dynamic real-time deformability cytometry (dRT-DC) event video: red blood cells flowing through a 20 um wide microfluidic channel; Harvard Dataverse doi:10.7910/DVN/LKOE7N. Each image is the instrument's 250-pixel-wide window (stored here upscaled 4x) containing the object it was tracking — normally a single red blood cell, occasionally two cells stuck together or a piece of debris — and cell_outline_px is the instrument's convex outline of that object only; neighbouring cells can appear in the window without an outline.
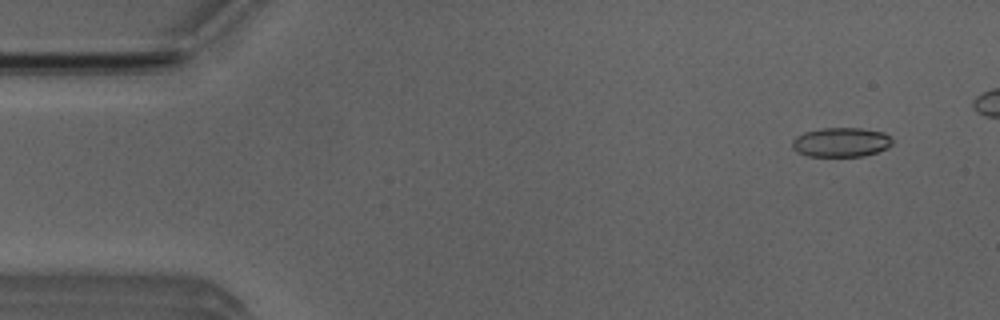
{"species": "Egyptian fruit bat (a non-hibernating species)", "species_latin": "Rousettus aegyptiacus", "temperature_condition": "room temperature", "stored_images_in_passage": 45, "camera_frame_rate_fps": 3000, "um_per_image_px": 0.085, "animal": {"sex": "male"}, "frame": {"image": 1, "passage_image": 2, "time_ms": 0.333, "image_size_px": [1000, 320], "cell_outline_px": [[892, 144], [888, 148], [864, 156], [808, 156], [792, 148], [792, 140], [796, 136], [804, 132], [820, 128], [860, 128], [884, 132], [892, 140]], "centroid_in_image_um": [71.49, 12.08], "position_along_channel_um": 13.5, "area_um2": 17.11}}
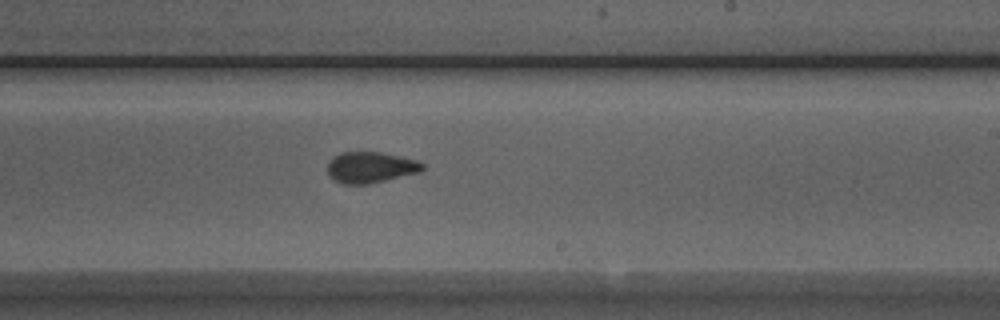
{"frame": {"image": 2, "passage_image": 29, "time_ms": 9.333, "image_size_px": [1000, 320], "cell_outline_px": [[424, 168], [420, 172], [368, 184], [340, 184], [328, 176], [328, 164], [332, 156], [340, 152], [380, 152], [420, 160], [424, 164]], "centroid_in_image_um": [31.49, 14.22], "position_along_channel_um": 257.5, "area_um2": 17.4}}
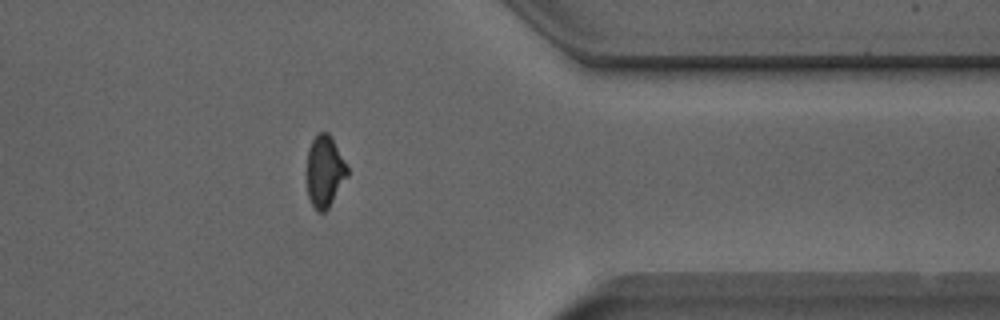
{"frame": {"image": 3, "passage_image": 40, "time_ms": 13.0, "image_size_px": [1000, 320], "cell_outline_px": [[348, 176], [328, 208], [324, 212], [316, 212], [308, 196], [308, 152], [312, 140], [320, 132], [328, 132], [348, 168]], "centroid_in_image_um": [27.61, 14.6], "position_along_channel_um": 383.8, "area_um2": 16.47}, "authors_computed_cell_mechanics": {"area_um2": 17.5712, "velocity_mm_per_s": 3.8909, "shape_relaxation_time_tau1_ms": 3.7462, "shape_relaxation_time_tau2_ms": 1.1059, "deformation_change_tau1": 0.1365, "deformation_change_tau2": 0.0845}}